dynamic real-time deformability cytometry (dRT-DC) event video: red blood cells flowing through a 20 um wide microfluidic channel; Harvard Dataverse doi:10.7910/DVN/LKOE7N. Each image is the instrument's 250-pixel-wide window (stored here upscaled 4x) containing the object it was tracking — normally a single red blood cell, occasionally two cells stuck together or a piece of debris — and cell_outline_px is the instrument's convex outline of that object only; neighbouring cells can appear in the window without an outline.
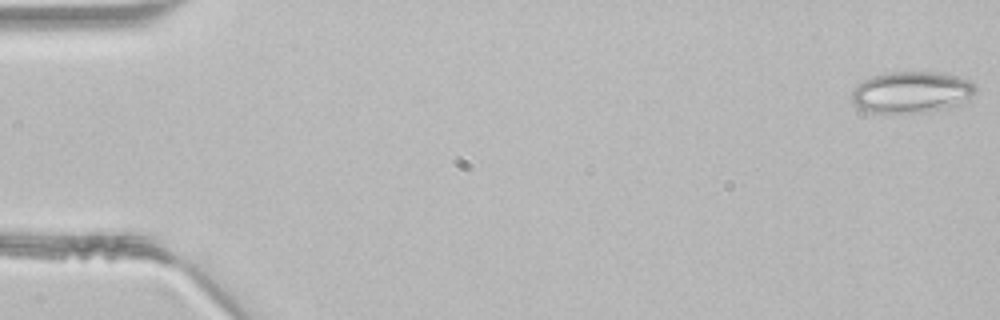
{"species": "common noctule bat (a hibernating species)", "species_latin": "Nyctalus noctula", "temperature_condition": "room temperature", "stored_images_in_passage": 46, "camera_frame_rate_fps": 3000, "um_per_image_px": 0.085, "animal": {"sex": "male", "body_mass_g": 21.5, "forearm_length_mm": 52.0}, "frame": {"image": 1, "passage_image": 1, "time_ms": 0.0, "image_size_px": [1000, 320], "cell_outline_px": [[976, 92], [968, 100], [944, 108], [924, 112], [868, 112], [856, 108], [852, 104], [852, 92], [856, 84], [872, 76], [892, 72], [944, 72], [968, 80], [976, 84]], "centroid_in_image_um": [77.46, 7.83], "position_along_channel_um": 7.5, "area_um2": 29.94}}
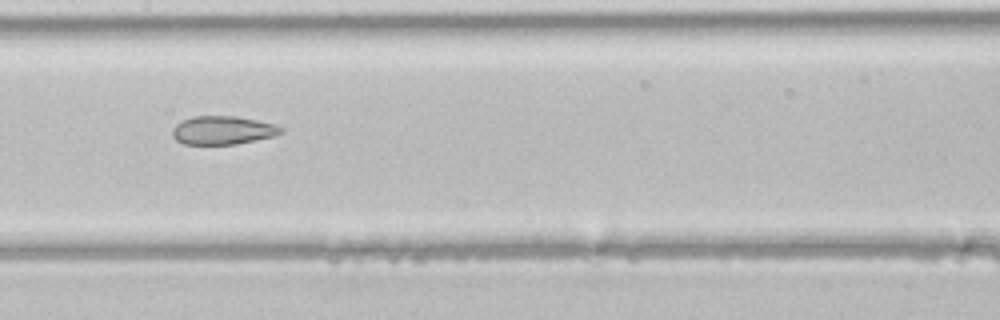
{"frame": {"image": 2, "passage_image": 23, "time_ms": 7.333, "image_size_px": [1000, 320], "cell_outline_px": [[284, 132], [276, 136], [236, 144], [184, 144], [176, 140], [172, 136], [172, 128], [176, 124], [192, 116], [236, 116], [276, 124], [284, 128]], "centroid_in_image_um": [18.97, 11.07], "position_along_channel_um": 188.4, "area_um2": 18.15}}
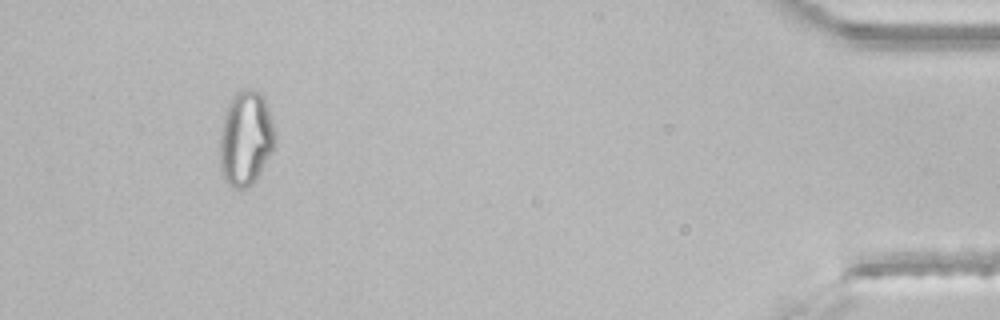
{"frame": {"image": 3, "passage_image": 43, "time_ms": 14.0, "image_size_px": [1000, 320], "cell_outline_px": [[276, 140], [272, 152], [252, 184], [244, 188], [236, 188], [228, 184], [224, 180], [220, 172], [220, 128], [224, 112], [232, 96], [240, 88], [252, 88], [260, 92], [264, 96], [276, 132]], "centroid_in_image_um": [20.87, 11.71], "position_along_channel_um": 414.3, "area_um2": 30.98}}